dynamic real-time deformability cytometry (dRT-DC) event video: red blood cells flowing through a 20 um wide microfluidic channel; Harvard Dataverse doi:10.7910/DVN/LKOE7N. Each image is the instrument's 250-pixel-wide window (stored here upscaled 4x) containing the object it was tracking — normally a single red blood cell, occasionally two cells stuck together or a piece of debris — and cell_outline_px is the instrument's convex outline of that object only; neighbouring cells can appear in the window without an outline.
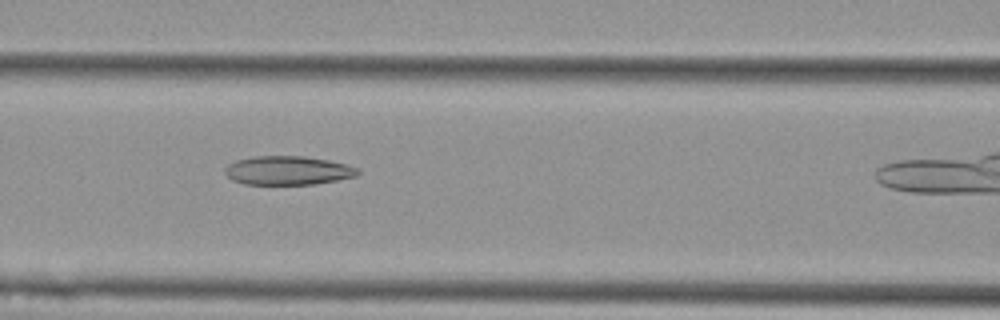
{"species": "Egyptian fruit bat (a non-hibernating species)", "species_latin": "Rousettus aegyptiacus", "temperature_condition": "cold", "stored_images_in_passage": 33, "camera_frame_rate_fps": 3000, "um_per_image_px": 0.085, "animal": {"sex": "female"}, "frame": {"image": 1, "passage_image": 12, "time_ms": 3.667, "image_size_px": [1000, 320], "cell_outline_px": [[360, 172], [356, 176], [336, 180], [312, 184], [244, 184], [232, 180], [224, 172], [224, 168], [228, 164], [236, 160], [256, 156], [304, 156], [328, 160], [348, 164], [356, 168]], "centroid_in_image_um": [24.45, 14.48], "position_along_channel_um": 142.2, "area_um2": 22.25}}
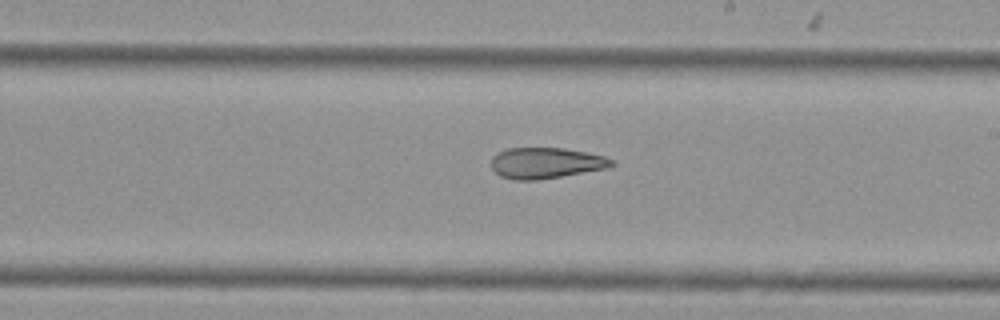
{"frame": {"image": 2, "passage_image": 20, "time_ms": 6.333, "image_size_px": [1000, 320], "cell_outline_px": [[616, 164], [608, 168], [536, 180], [516, 180], [500, 176], [492, 168], [492, 156], [496, 152], [508, 148], [564, 148], [604, 156], [612, 160]], "centroid_in_image_um": [46.38, 13.85], "position_along_channel_um": 242.6, "area_um2": 21.56}}
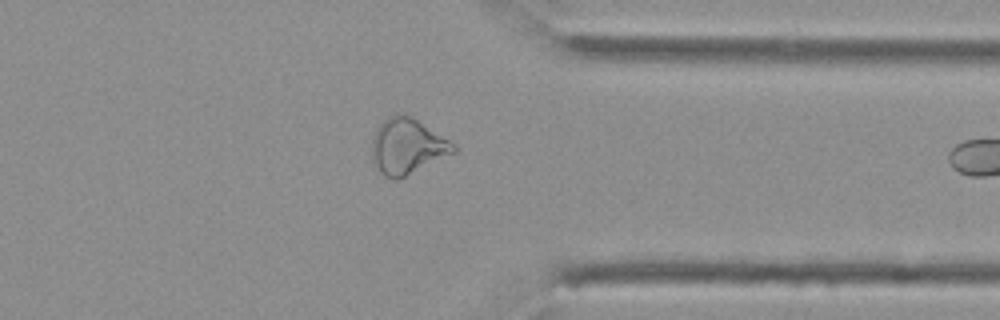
{"frame": {"image": 3, "passage_image": 31, "time_ms": 10.0, "image_size_px": [1000, 320], "cell_outline_px": [[456, 152], [396, 180], [392, 180], [384, 176], [380, 172], [372, 160], [372, 136], [376, 128], [388, 116], [396, 112], [400, 112], [412, 116], [456, 144]], "centroid_in_image_um": [34.6, 12.41], "position_along_channel_um": 376.8, "area_um2": 26.65}}